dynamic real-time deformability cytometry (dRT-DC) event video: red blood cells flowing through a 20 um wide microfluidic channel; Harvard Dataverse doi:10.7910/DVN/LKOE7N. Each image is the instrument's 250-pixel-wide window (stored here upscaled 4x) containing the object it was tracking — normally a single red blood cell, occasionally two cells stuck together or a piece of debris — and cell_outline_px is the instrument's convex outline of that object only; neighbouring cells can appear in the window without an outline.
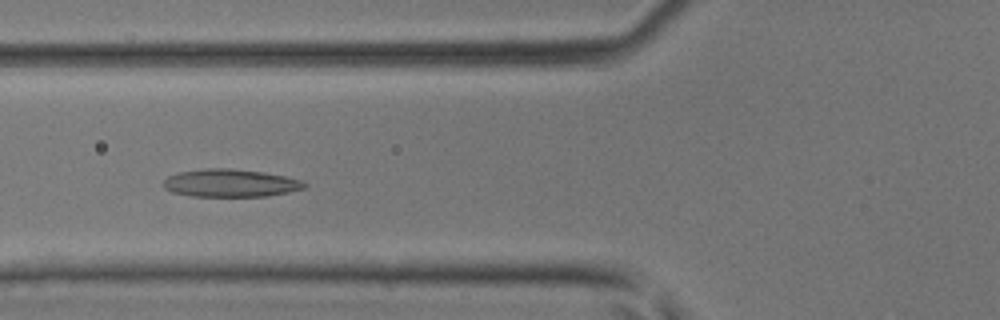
{"species": "common noctule bat (a hibernating species)", "species_latin": "Nyctalus noctula", "temperature_condition": "room temperature", "stored_images_in_passage": 46, "camera_frame_rate_fps": 3000, "um_per_image_px": 0.085, "animal": {"sex": "male", "body_mass_g": 17.9, "forearm_length_mm": 54.2}, "frame": {"image": 1, "passage_image": 17, "time_ms": 5.333, "image_size_px": [1000, 320], "cell_outline_px": [[308, 184], [304, 188], [288, 192], [268, 196], [192, 196], [172, 192], [164, 188], [164, 180], [168, 176], [180, 172], [208, 168], [228, 168], [264, 172], [284, 176], [300, 180]], "centroid_in_image_um": [19.59, 15.56], "position_along_channel_um": 106.2, "area_um2": 22.66}}
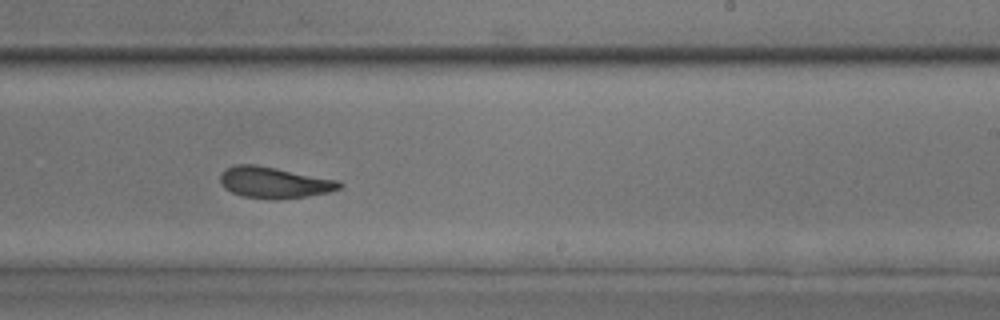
{"frame": {"image": 2, "passage_image": 28, "time_ms": 9.0, "image_size_px": [1000, 320], "cell_outline_px": [[344, 184], [340, 188], [328, 192], [308, 196], [276, 200], [272, 200], [240, 196], [224, 188], [220, 180], [220, 172], [236, 164], [256, 164], [340, 180]], "centroid_in_image_um": [23.31, 15.52], "position_along_channel_um": 265.7, "area_um2": 21.96}}
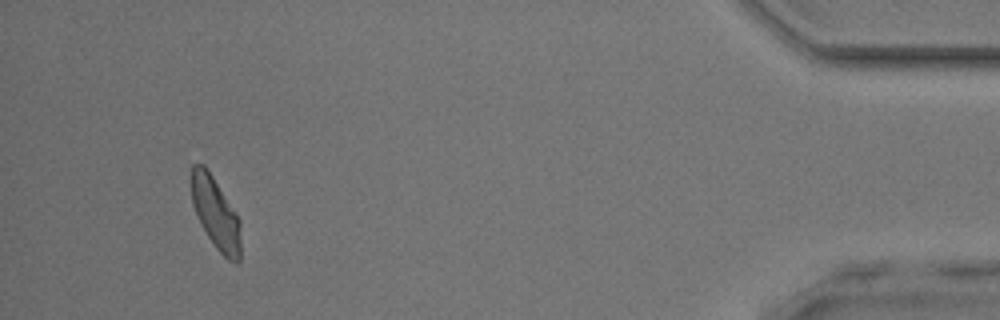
{"frame": {"image": 3, "passage_image": 43, "time_ms": 14.0, "image_size_px": [1000, 320], "cell_outline_px": [[240, 260], [236, 264], [228, 260], [216, 248], [208, 236], [192, 204], [192, 164], [204, 164], [236, 212], [240, 220]], "centroid_in_image_um": [18.36, 18.15], "position_along_channel_um": 416.8, "area_um2": 20.23}}